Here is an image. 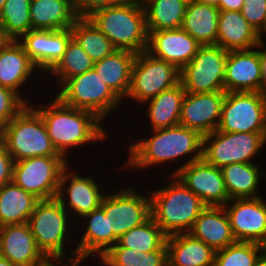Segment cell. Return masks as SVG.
<instances>
[{"mask_svg": "<svg viewBox=\"0 0 266 266\" xmlns=\"http://www.w3.org/2000/svg\"><path fill=\"white\" fill-rule=\"evenodd\" d=\"M35 110L41 115L53 146L64 158L68 148L106 137L101 120L94 113L68 106L57 97L48 107Z\"/></svg>", "mask_w": 266, "mask_h": 266, "instance_id": "6da1fadb", "label": "cell"}, {"mask_svg": "<svg viewBox=\"0 0 266 266\" xmlns=\"http://www.w3.org/2000/svg\"><path fill=\"white\" fill-rule=\"evenodd\" d=\"M118 50L146 51L148 31L141 0H124L101 8L87 17Z\"/></svg>", "mask_w": 266, "mask_h": 266, "instance_id": "7a4b0ae2", "label": "cell"}, {"mask_svg": "<svg viewBox=\"0 0 266 266\" xmlns=\"http://www.w3.org/2000/svg\"><path fill=\"white\" fill-rule=\"evenodd\" d=\"M203 136L182 125L155 129L151 139L129 145L127 166L148 167L194 152L184 165L202 159ZM196 151V152H195Z\"/></svg>", "mask_w": 266, "mask_h": 266, "instance_id": "3957f363", "label": "cell"}, {"mask_svg": "<svg viewBox=\"0 0 266 266\" xmlns=\"http://www.w3.org/2000/svg\"><path fill=\"white\" fill-rule=\"evenodd\" d=\"M172 177L174 182L171 185L157 189L150 197L151 217L167 236L190 231L196 218L206 208L180 179L175 175Z\"/></svg>", "mask_w": 266, "mask_h": 266, "instance_id": "277c9868", "label": "cell"}, {"mask_svg": "<svg viewBox=\"0 0 266 266\" xmlns=\"http://www.w3.org/2000/svg\"><path fill=\"white\" fill-rule=\"evenodd\" d=\"M28 105L2 127V142L13 161L37 156H62L53 146L41 115Z\"/></svg>", "mask_w": 266, "mask_h": 266, "instance_id": "5b68a950", "label": "cell"}, {"mask_svg": "<svg viewBox=\"0 0 266 266\" xmlns=\"http://www.w3.org/2000/svg\"><path fill=\"white\" fill-rule=\"evenodd\" d=\"M63 194L58 193L53 199L39 200L28 221L37 247L49 260L55 259L60 264L69 223L66 218L68 205Z\"/></svg>", "mask_w": 266, "mask_h": 266, "instance_id": "8992f818", "label": "cell"}, {"mask_svg": "<svg viewBox=\"0 0 266 266\" xmlns=\"http://www.w3.org/2000/svg\"><path fill=\"white\" fill-rule=\"evenodd\" d=\"M59 91L56 97L62 103L90 111L100 120L121 101L94 69L65 80Z\"/></svg>", "mask_w": 266, "mask_h": 266, "instance_id": "52a82bcc", "label": "cell"}, {"mask_svg": "<svg viewBox=\"0 0 266 266\" xmlns=\"http://www.w3.org/2000/svg\"><path fill=\"white\" fill-rule=\"evenodd\" d=\"M221 132L266 133V96L263 92H225Z\"/></svg>", "mask_w": 266, "mask_h": 266, "instance_id": "ba28073f", "label": "cell"}, {"mask_svg": "<svg viewBox=\"0 0 266 266\" xmlns=\"http://www.w3.org/2000/svg\"><path fill=\"white\" fill-rule=\"evenodd\" d=\"M63 156H37L13 164L12 181L39 200L57 197L60 177L68 165Z\"/></svg>", "mask_w": 266, "mask_h": 266, "instance_id": "9c48e42d", "label": "cell"}, {"mask_svg": "<svg viewBox=\"0 0 266 266\" xmlns=\"http://www.w3.org/2000/svg\"><path fill=\"white\" fill-rule=\"evenodd\" d=\"M179 83L180 70L175 65L142 51L135 56L127 96L146 103Z\"/></svg>", "mask_w": 266, "mask_h": 266, "instance_id": "30bf717a", "label": "cell"}, {"mask_svg": "<svg viewBox=\"0 0 266 266\" xmlns=\"http://www.w3.org/2000/svg\"><path fill=\"white\" fill-rule=\"evenodd\" d=\"M265 142L266 133H227L215 130L203 136L202 158L218 168L232 163H252L250 159Z\"/></svg>", "mask_w": 266, "mask_h": 266, "instance_id": "8fae6325", "label": "cell"}, {"mask_svg": "<svg viewBox=\"0 0 266 266\" xmlns=\"http://www.w3.org/2000/svg\"><path fill=\"white\" fill-rule=\"evenodd\" d=\"M228 51L218 45H201L197 54L180 71V82L189 93L225 91Z\"/></svg>", "mask_w": 266, "mask_h": 266, "instance_id": "7c38bea8", "label": "cell"}, {"mask_svg": "<svg viewBox=\"0 0 266 266\" xmlns=\"http://www.w3.org/2000/svg\"><path fill=\"white\" fill-rule=\"evenodd\" d=\"M100 207L108 217L109 232L117 238L151 216L150 198L128 188L113 195H104Z\"/></svg>", "mask_w": 266, "mask_h": 266, "instance_id": "4fadbf2b", "label": "cell"}, {"mask_svg": "<svg viewBox=\"0 0 266 266\" xmlns=\"http://www.w3.org/2000/svg\"><path fill=\"white\" fill-rule=\"evenodd\" d=\"M174 175L206 206H225L229 203L221 168L207 163L203 158L183 165Z\"/></svg>", "mask_w": 266, "mask_h": 266, "instance_id": "5bb4252c", "label": "cell"}, {"mask_svg": "<svg viewBox=\"0 0 266 266\" xmlns=\"http://www.w3.org/2000/svg\"><path fill=\"white\" fill-rule=\"evenodd\" d=\"M225 91L210 93L186 92L181 106L179 124L208 135L218 129Z\"/></svg>", "mask_w": 266, "mask_h": 266, "instance_id": "9a60e30c", "label": "cell"}, {"mask_svg": "<svg viewBox=\"0 0 266 266\" xmlns=\"http://www.w3.org/2000/svg\"><path fill=\"white\" fill-rule=\"evenodd\" d=\"M234 204L224 208L237 241L263 245L266 241V204L257 198L232 199ZM228 208V209H227Z\"/></svg>", "mask_w": 266, "mask_h": 266, "instance_id": "2e32d148", "label": "cell"}, {"mask_svg": "<svg viewBox=\"0 0 266 266\" xmlns=\"http://www.w3.org/2000/svg\"><path fill=\"white\" fill-rule=\"evenodd\" d=\"M148 34L146 51L155 58L175 65L180 71L192 60L201 46L182 28L153 31Z\"/></svg>", "mask_w": 266, "mask_h": 266, "instance_id": "e0dca14e", "label": "cell"}, {"mask_svg": "<svg viewBox=\"0 0 266 266\" xmlns=\"http://www.w3.org/2000/svg\"><path fill=\"white\" fill-rule=\"evenodd\" d=\"M0 256L18 266H45L49 261L37 247L28 223L0 227Z\"/></svg>", "mask_w": 266, "mask_h": 266, "instance_id": "ac0fdd59", "label": "cell"}, {"mask_svg": "<svg viewBox=\"0 0 266 266\" xmlns=\"http://www.w3.org/2000/svg\"><path fill=\"white\" fill-rule=\"evenodd\" d=\"M224 87L225 92H263L259 51H228Z\"/></svg>", "mask_w": 266, "mask_h": 266, "instance_id": "d6986e66", "label": "cell"}, {"mask_svg": "<svg viewBox=\"0 0 266 266\" xmlns=\"http://www.w3.org/2000/svg\"><path fill=\"white\" fill-rule=\"evenodd\" d=\"M18 40L25 52L40 70L50 71L66 51L72 38L70 28L66 30H30Z\"/></svg>", "mask_w": 266, "mask_h": 266, "instance_id": "ffe728a7", "label": "cell"}, {"mask_svg": "<svg viewBox=\"0 0 266 266\" xmlns=\"http://www.w3.org/2000/svg\"><path fill=\"white\" fill-rule=\"evenodd\" d=\"M262 37L242 16L241 11H220L216 45L227 51L262 48Z\"/></svg>", "mask_w": 266, "mask_h": 266, "instance_id": "44dd1931", "label": "cell"}, {"mask_svg": "<svg viewBox=\"0 0 266 266\" xmlns=\"http://www.w3.org/2000/svg\"><path fill=\"white\" fill-rule=\"evenodd\" d=\"M188 233L215 251L224 249L237 241L224 206H206Z\"/></svg>", "mask_w": 266, "mask_h": 266, "instance_id": "7402d4cb", "label": "cell"}, {"mask_svg": "<svg viewBox=\"0 0 266 266\" xmlns=\"http://www.w3.org/2000/svg\"><path fill=\"white\" fill-rule=\"evenodd\" d=\"M168 266H214L216 251L190 233L167 236Z\"/></svg>", "mask_w": 266, "mask_h": 266, "instance_id": "603a6c76", "label": "cell"}, {"mask_svg": "<svg viewBox=\"0 0 266 266\" xmlns=\"http://www.w3.org/2000/svg\"><path fill=\"white\" fill-rule=\"evenodd\" d=\"M29 11L34 30H66L78 18L71 0H31Z\"/></svg>", "mask_w": 266, "mask_h": 266, "instance_id": "cb8c5ba5", "label": "cell"}, {"mask_svg": "<svg viewBox=\"0 0 266 266\" xmlns=\"http://www.w3.org/2000/svg\"><path fill=\"white\" fill-rule=\"evenodd\" d=\"M68 165L62 171L58 193H63L66 187H63L67 180L70 185L67 186L68 203L71 210L77 215H83L92 212L100 207L104 194L99 191V185L95 184L92 178L81 177L78 174L67 172Z\"/></svg>", "mask_w": 266, "mask_h": 266, "instance_id": "d4e9b609", "label": "cell"}, {"mask_svg": "<svg viewBox=\"0 0 266 266\" xmlns=\"http://www.w3.org/2000/svg\"><path fill=\"white\" fill-rule=\"evenodd\" d=\"M34 68H37L18 40H11L0 50V85L18 94Z\"/></svg>", "mask_w": 266, "mask_h": 266, "instance_id": "484cf974", "label": "cell"}, {"mask_svg": "<svg viewBox=\"0 0 266 266\" xmlns=\"http://www.w3.org/2000/svg\"><path fill=\"white\" fill-rule=\"evenodd\" d=\"M135 56L136 53L132 51L116 49L94 63L93 69L120 99L129 92Z\"/></svg>", "mask_w": 266, "mask_h": 266, "instance_id": "4316f807", "label": "cell"}, {"mask_svg": "<svg viewBox=\"0 0 266 266\" xmlns=\"http://www.w3.org/2000/svg\"><path fill=\"white\" fill-rule=\"evenodd\" d=\"M82 217L89 219V224L86 227L81 242L77 245L78 247L75 251H73L74 253H72V257L74 256L73 259H84L94 252L93 257L96 258V253L102 256L108 248L115 245L118 241V238L113 232H109L108 217L101 207Z\"/></svg>", "mask_w": 266, "mask_h": 266, "instance_id": "83f0119b", "label": "cell"}, {"mask_svg": "<svg viewBox=\"0 0 266 266\" xmlns=\"http://www.w3.org/2000/svg\"><path fill=\"white\" fill-rule=\"evenodd\" d=\"M219 12L218 7L189 0L181 28L201 45H216Z\"/></svg>", "mask_w": 266, "mask_h": 266, "instance_id": "f1b7e54d", "label": "cell"}, {"mask_svg": "<svg viewBox=\"0 0 266 266\" xmlns=\"http://www.w3.org/2000/svg\"><path fill=\"white\" fill-rule=\"evenodd\" d=\"M39 199L13 181L0 189V227L28 223Z\"/></svg>", "mask_w": 266, "mask_h": 266, "instance_id": "f546056e", "label": "cell"}, {"mask_svg": "<svg viewBox=\"0 0 266 266\" xmlns=\"http://www.w3.org/2000/svg\"><path fill=\"white\" fill-rule=\"evenodd\" d=\"M185 94L186 91L180 82L148 101V116L153 130L179 125L181 106Z\"/></svg>", "mask_w": 266, "mask_h": 266, "instance_id": "4dcf8cb0", "label": "cell"}, {"mask_svg": "<svg viewBox=\"0 0 266 266\" xmlns=\"http://www.w3.org/2000/svg\"><path fill=\"white\" fill-rule=\"evenodd\" d=\"M148 32L180 29L189 0H141Z\"/></svg>", "mask_w": 266, "mask_h": 266, "instance_id": "1f68e13d", "label": "cell"}, {"mask_svg": "<svg viewBox=\"0 0 266 266\" xmlns=\"http://www.w3.org/2000/svg\"><path fill=\"white\" fill-rule=\"evenodd\" d=\"M225 187L232 199L257 198V186L260 173L258 166L252 163H232L221 168Z\"/></svg>", "mask_w": 266, "mask_h": 266, "instance_id": "d6a6232c", "label": "cell"}, {"mask_svg": "<svg viewBox=\"0 0 266 266\" xmlns=\"http://www.w3.org/2000/svg\"><path fill=\"white\" fill-rule=\"evenodd\" d=\"M70 30L72 37L94 63L116 50L111 41L87 17H78Z\"/></svg>", "mask_w": 266, "mask_h": 266, "instance_id": "836d02e7", "label": "cell"}, {"mask_svg": "<svg viewBox=\"0 0 266 266\" xmlns=\"http://www.w3.org/2000/svg\"><path fill=\"white\" fill-rule=\"evenodd\" d=\"M167 235L150 216L141 225L130 229L118 238L121 247L131 248L137 252L167 250Z\"/></svg>", "mask_w": 266, "mask_h": 266, "instance_id": "e575fe53", "label": "cell"}, {"mask_svg": "<svg viewBox=\"0 0 266 266\" xmlns=\"http://www.w3.org/2000/svg\"><path fill=\"white\" fill-rule=\"evenodd\" d=\"M102 257L111 266H168L167 250L137 252L118 243L108 248Z\"/></svg>", "mask_w": 266, "mask_h": 266, "instance_id": "d590c367", "label": "cell"}, {"mask_svg": "<svg viewBox=\"0 0 266 266\" xmlns=\"http://www.w3.org/2000/svg\"><path fill=\"white\" fill-rule=\"evenodd\" d=\"M30 3L31 0H6L3 5L0 25L12 40H19L32 30Z\"/></svg>", "mask_w": 266, "mask_h": 266, "instance_id": "8d00e7d4", "label": "cell"}, {"mask_svg": "<svg viewBox=\"0 0 266 266\" xmlns=\"http://www.w3.org/2000/svg\"><path fill=\"white\" fill-rule=\"evenodd\" d=\"M93 66L94 62L72 37L65 53L49 72L60 77L59 83L61 86L65 80L83 74L93 69Z\"/></svg>", "mask_w": 266, "mask_h": 266, "instance_id": "74e56055", "label": "cell"}, {"mask_svg": "<svg viewBox=\"0 0 266 266\" xmlns=\"http://www.w3.org/2000/svg\"><path fill=\"white\" fill-rule=\"evenodd\" d=\"M263 245L236 241L216 251L214 266H254Z\"/></svg>", "mask_w": 266, "mask_h": 266, "instance_id": "f35d334b", "label": "cell"}, {"mask_svg": "<svg viewBox=\"0 0 266 266\" xmlns=\"http://www.w3.org/2000/svg\"><path fill=\"white\" fill-rule=\"evenodd\" d=\"M27 103L20 94L0 85V126L7 125Z\"/></svg>", "mask_w": 266, "mask_h": 266, "instance_id": "ab89813d", "label": "cell"}, {"mask_svg": "<svg viewBox=\"0 0 266 266\" xmlns=\"http://www.w3.org/2000/svg\"><path fill=\"white\" fill-rule=\"evenodd\" d=\"M242 16L262 37L266 32V0H243Z\"/></svg>", "mask_w": 266, "mask_h": 266, "instance_id": "60d3db41", "label": "cell"}, {"mask_svg": "<svg viewBox=\"0 0 266 266\" xmlns=\"http://www.w3.org/2000/svg\"><path fill=\"white\" fill-rule=\"evenodd\" d=\"M124 0H71L78 17H88L94 11L118 4Z\"/></svg>", "mask_w": 266, "mask_h": 266, "instance_id": "b9f144b4", "label": "cell"}, {"mask_svg": "<svg viewBox=\"0 0 266 266\" xmlns=\"http://www.w3.org/2000/svg\"><path fill=\"white\" fill-rule=\"evenodd\" d=\"M13 158L6 150L3 142H0V189L12 181Z\"/></svg>", "mask_w": 266, "mask_h": 266, "instance_id": "7bdbcfd3", "label": "cell"}, {"mask_svg": "<svg viewBox=\"0 0 266 266\" xmlns=\"http://www.w3.org/2000/svg\"><path fill=\"white\" fill-rule=\"evenodd\" d=\"M243 0H220L218 9L220 11H241Z\"/></svg>", "mask_w": 266, "mask_h": 266, "instance_id": "ee69618b", "label": "cell"}, {"mask_svg": "<svg viewBox=\"0 0 266 266\" xmlns=\"http://www.w3.org/2000/svg\"><path fill=\"white\" fill-rule=\"evenodd\" d=\"M260 65H261V74L263 81V93L266 90V49L264 51H259Z\"/></svg>", "mask_w": 266, "mask_h": 266, "instance_id": "f6af8a7d", "label": "cell"}, {"mask_svg": "<svg viewBox=\"0 0 266 266\" xmlns=\"http://www.w3.org/2000/svg\"><path fill=\"white\" fill-rule=\"evenodd\" d=\"M12 39L5 33L0 25V50H2Z\"/></svg>", "mask_w": 266, "mask_h": 266, "instance_id": "bcb514c9", "label": "cell"}, {"mask_svg": "<svg viewBox=\"0 0 266 266\" xmlns=\"http://www.w3.org/2000/svg\"><path fill=\"white\" fill-rule=\"evenodd\" d=\"M261 253H259L254 266H266V249L262 248Z\"/></svg>", "mask_w": 266, "mask_h": 266, "instance_id": "7dc6e473", "label": "cell"}, {"mask_svg": "<svg viewBox=\"0 0 266 266\" xmlns=\"http://www.w3.org/2000/svg\"><path fill=\"white\" fill-rule=\"evenodd\" d=\"M191 1L201 4L211 5L214 7H218L220 3V0H191Z\"/></svg>", "mask_w": 266, "mask_h": 266, "instance_id": "c3c4849f", "label": "cell"}, {"mask_svg": "<svg viewBox=\"0 0 266 266\" xmlns=\"http://www.w3.org/2000/svg\"><path fill=\"white\" fill-rule=\"evenodd\" d=\"M0 266H18L16 264H13L11 261L8 259L0 256Z\"/></svg>", "mask_w": 266, "mask_h": 266, "instance_id": "681fc988", "label": "cell"}, {"mask_svg": "<svg viewBox=\"0 0 266 266\" xmlns=\"http://www.w3.org/2000/svg\"><path fill=\"white\" fill-rule=\"evenodd\" d=\"M82 260L83 258H76V259L72 258L71 260L69 258V262L71 263L70 266H78ZM65 266H68V263Z\"/></svg>", "mask_w": 266, "mask_h": 266, "instance_id": "f907efd6", "label": "cell"}, {"mask_svg": "<svg viewBox=\"0 0 266 266\" xmlns=\"http://www.w3.org/2000/svg\"><path fill=\"white\" fill-rule=\"evenodd\" d=\"M103 265L111 266L102 256L99 257Z\"/></svg>", "mask_w": 266, "mask_h": 266, "instance_id": "816d5d0a", "label": "cell"}, {"mask_svg": "<svg viewBox=\"0 0 266 266\" xmlns=\"http://www.w3.org/2000/svg\"><path fill=\"white\" fill-rule=\"evenodd\" d=\"M5 2H6V0H0V12H1Z\"/></svg>", "mask_w": 266, "mask_h": 266, "instance_id": "f5cc1de1", "label": "cell"}, {"mask_svg": "<svg viewBox=\"0 0 266 266\" xmlns=\"http://www.w3.org/2000/svg\"><path fill=\"white\" fill-rule=\"evenodd\" d=\"M45 266H56V265L48 261V262L45 264Z\"/></svg>", "mask_w": 266, "mask_h": 266, "instance_id": "db71d44e", "label": "cell"}, {"mask_svg": "<svg viewBox=\"0 0 266 266\" xmlns=\"http://www.w3.org/2000/svg\"><path fill=\"white\" fill-rule=\"evenodd\" d=\"M0 142H2V127L0 126Z\"/></svg>", "mask_w": 266, "mask_h": 266, "instance_id": "11a10c76", "label": "cell"}, {"mask_svg": "<svg viewBox=\"0 0 266 266\" xmlns=\"http://www.w3.org/2000/svg\"><path fill=\"white\" fill-rule=\"evenodd\" d=\"M263 248H265V249H266V241H265V243L263 244Z\"/></svg>", "mask_w": 266, "mask_h": 266, "instance_id": "9f6ffc18", "label": "cell"}]
</instances>
